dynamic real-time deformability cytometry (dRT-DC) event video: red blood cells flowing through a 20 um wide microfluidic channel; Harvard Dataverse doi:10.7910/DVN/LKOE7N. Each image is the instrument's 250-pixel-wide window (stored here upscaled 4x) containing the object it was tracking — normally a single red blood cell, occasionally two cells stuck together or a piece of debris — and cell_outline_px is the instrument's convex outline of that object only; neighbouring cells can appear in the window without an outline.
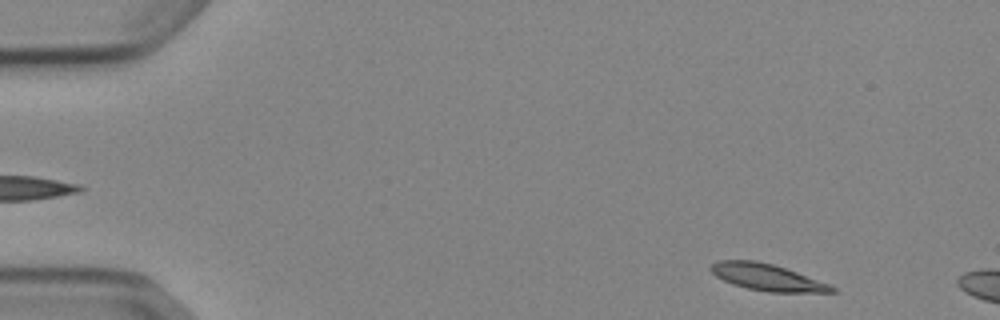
{"species": "Egyptian fruit bat (a non-hibernating species)", "species_latin": "Rousettus aegyptiacus", "temperature_condition": "cold", "stored_images_in_passage": 7, "camera_frame_rate_fps": 3000, "um_per_image_px": 0.085, "animal": {"sex": "female"}, "frame": {"image": 1, "passage_image": 2, "time_ms": 0.333, "image_size_px": [1000, 320], "cell_outline_px": [[840, 292], [768, 292], [748, 288], [732, 284], [716, 276], [708, 268], [716, 260], [756, 260], [772, 264], [832, 284]], "centroid_in_image_um": [65.23, 23.57], "position_along_channel_um": 19.8, "area_um2": 18.84}}